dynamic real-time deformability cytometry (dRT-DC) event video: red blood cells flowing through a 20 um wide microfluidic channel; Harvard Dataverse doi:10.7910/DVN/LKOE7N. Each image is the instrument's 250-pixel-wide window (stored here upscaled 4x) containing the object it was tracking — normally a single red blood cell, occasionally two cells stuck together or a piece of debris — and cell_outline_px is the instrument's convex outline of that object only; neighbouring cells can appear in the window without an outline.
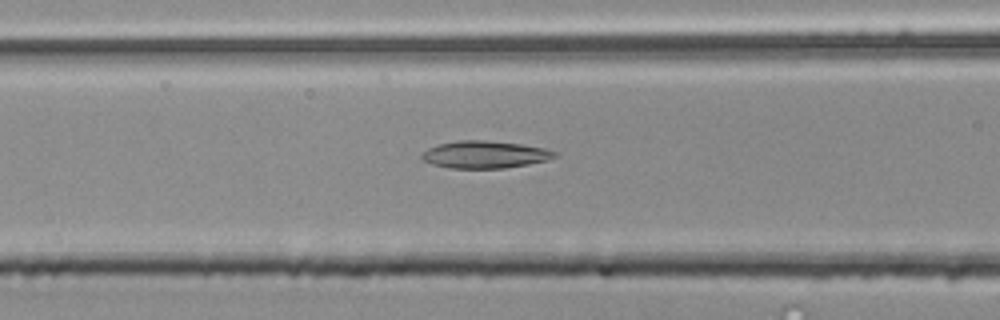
{"species": "common noctule bat (a hibernating species)", "species_latin": "Nyctalus noctula", "temperature_condition": "room temperature", "stored_images_in_passage": 41, "camera_frame_rate_fps": 3000, "um_per_image_px": 0.085, "animal": {"sex": "male", "body_mass_g": 20.4}, "frame": {"image": 1, "passage_image": 16, "time_ms": 5.0, "image_size_px": [1000, 320], "cell_outline_px": [[560, 152], [556, 156], [548, 160], [528, 164], [504, 168], [452, 168], [432, 164], [424, 160], [420, 156], [428, 148], [440, 144], [456, 140], [484, 140], [520, 144], [544, 148]], "centroid_in_image_um": [41.24, 13.13], "position_along_channel_um": 125.4, "area_um2": 21.04}}
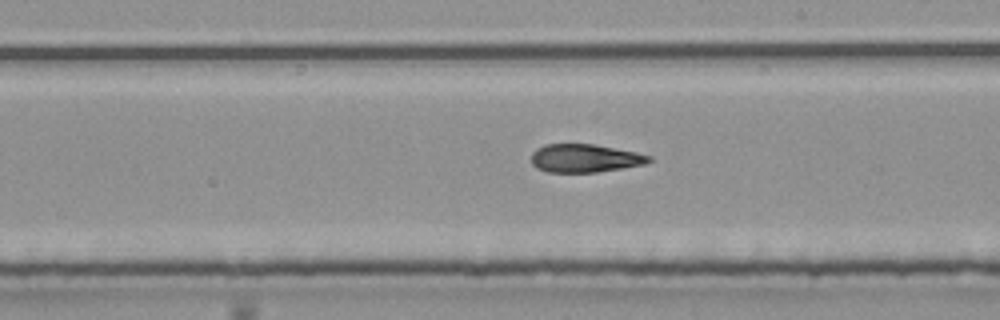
{"frame": {"image": 2, "passage_image": 25, "time_ms": 8.0, "image_size_px": [1000, 320], "cell_outline_px": [[652, 160], [644, 164], [596, 172], [548, 172], [536, 168], [532, 164], [532, 152], [536, 148], [544, 144], [592, 144], [636, 152], [652, 156]], "centroid_in_image_um": [49.68, 13.44], "position_along_channel_um": 239.3, "area_um2": 19.25}}
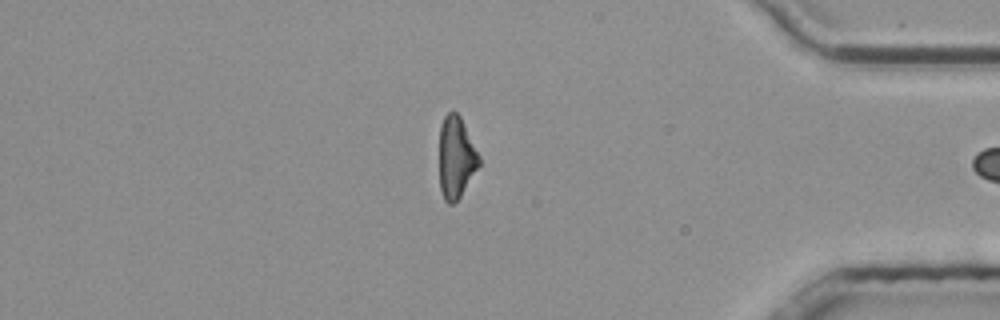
{"frame": {"image": 3, "passage_image": 40, "time_ms": 13.0, "image_size_px": [1000, 320], "cell_outline_px": [[480, 164], [460, 196], [452, 204], [448, 204], [444, 200], [440, 188], [440, 124], [444, 116], [448, 112], [456, 112], [460, 116], [480, 156]], "centroid_in_image_um": [38.76, 13.37], "position_along_channel_um": 396.4, "area_um2": 18.73}}